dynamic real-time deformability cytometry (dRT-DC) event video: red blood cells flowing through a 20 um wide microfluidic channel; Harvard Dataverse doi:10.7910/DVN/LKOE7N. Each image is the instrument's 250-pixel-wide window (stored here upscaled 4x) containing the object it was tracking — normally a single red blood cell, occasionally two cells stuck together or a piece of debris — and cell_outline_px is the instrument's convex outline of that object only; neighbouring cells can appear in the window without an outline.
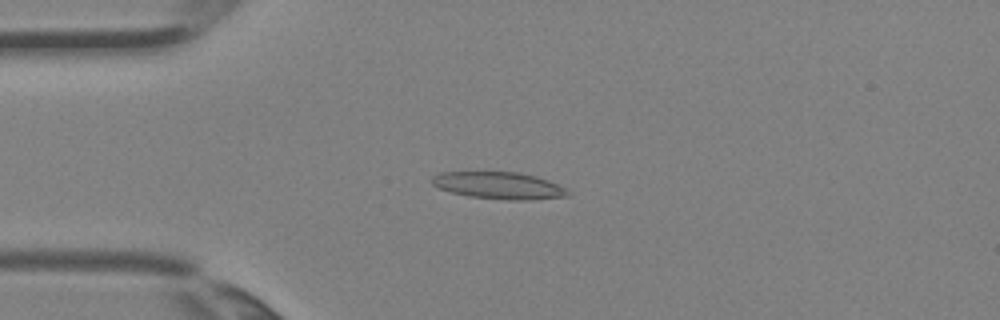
{"species": "Egyptian fruit bat (a non-hibernating species)", "species_latin": "Rousettus aegyptiacus", "temperature_condition": "room temperature", "stored_images_in_passage": 3, "camera_frame_rate_fps": 3000, "um_per_image_px": 0.085, "animal": {"sex": "female"}, "frame": {"image": 1, "passage_image": 3, "time_ms": 0.667, "image_size_px": [1000, 320], "cell_outline_px": [[568, 196], [520, 200], [516, 200], [468, 196], [452, 192], [440, 188], [432, 184], [432, 176], [440, 172], [520, 172], [536, 176], [548, 180], [564, 188], [568, 192]], "centroid_in_image_um": [42.37, 15.75], "position_along_channel_um": 42.6, "area_um2": 20.98}}